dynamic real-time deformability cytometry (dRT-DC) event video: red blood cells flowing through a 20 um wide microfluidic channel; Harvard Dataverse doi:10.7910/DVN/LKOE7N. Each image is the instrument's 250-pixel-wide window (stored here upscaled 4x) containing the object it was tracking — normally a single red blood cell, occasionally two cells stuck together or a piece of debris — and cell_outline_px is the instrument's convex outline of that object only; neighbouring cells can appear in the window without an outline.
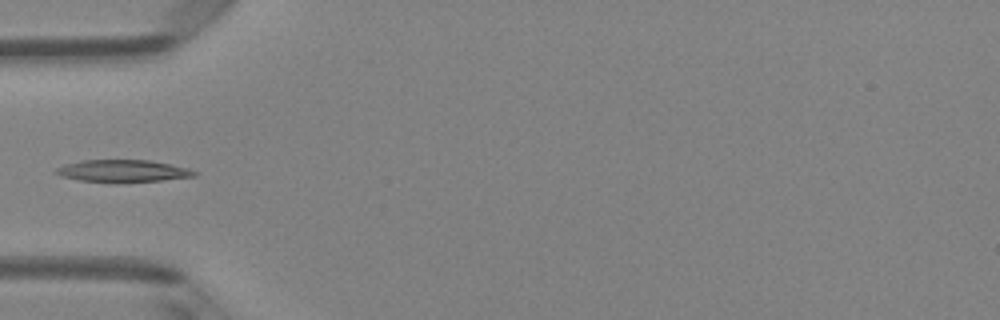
{"species": "Egyptian fruit bat (a non-hibernating species)", "species_latin": "Rousettus aegyptiacus", "temperature_condition": "room temperature", "stored_images_in_passage": 6, "camera_frame_rate_fps": 3000, "um_per_image_px": 0.085, "animal": {"sex": "female"}, "frame": {"image": 1, "passage_image": 5, "time_ms": 1.333, "image_size_px": [1000, 320], "cell_outline_px": [[196, 176], [160, 180], [116, 184], [80, 180], [60, 176], [56, 172], [56, 168], [64, 164], [80, 160], [148, 160], [188, 168], [196, 172]], "centroid_in_image_um": [10.39, 14.55], "position_along_channel_um": 74.6, "area_um2": 18.09}}
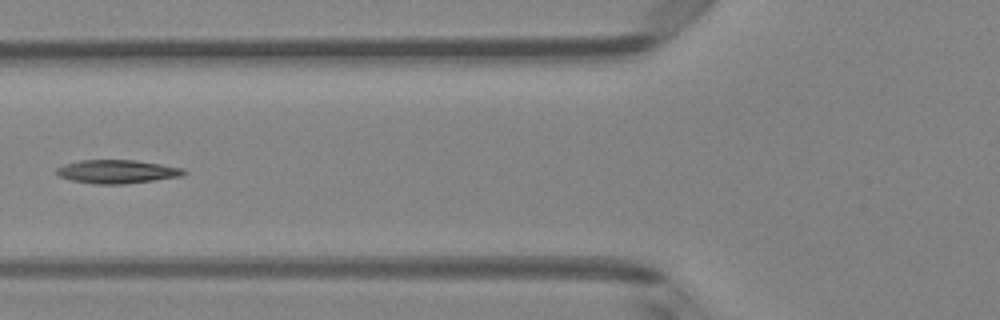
{"frame": {"image": 2, "passage_image": 6, "time_ms": 1.667, "image_size_px": [1000, 320], "cell_outline_px": [[188, 172], [180, 176], [124, 184], [96, 184], [72, 180], [60, 176], [56, 172], [56, 168], [64, 164], [80, 160], [136, 160], [184, 168]], "centroid_in_image_um": [9.95, 14.58], "position_along_channel_um": 115.9, "area_um2": 17.28}}